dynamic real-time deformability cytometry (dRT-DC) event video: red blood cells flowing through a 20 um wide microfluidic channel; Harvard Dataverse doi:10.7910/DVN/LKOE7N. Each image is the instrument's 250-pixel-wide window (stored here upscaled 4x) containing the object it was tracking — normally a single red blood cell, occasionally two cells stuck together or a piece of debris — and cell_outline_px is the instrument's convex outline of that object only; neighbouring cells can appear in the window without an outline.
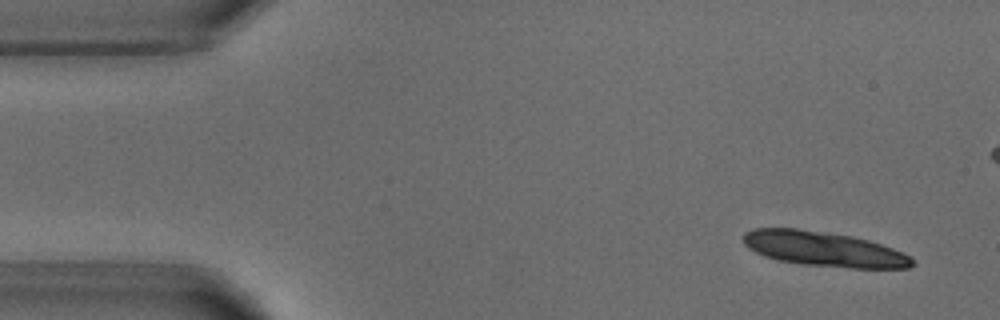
{"species": "common noctule bat (a hibernating species)", "species_latin": "Nyctalus noctula", "temperature_condition": "warm", "stored_images_in_passage": 5, "camera_frame_rate_fps": 3000, "um_per_image_px": 0.085, "animal": {"sex": "male", "body_mass_g": 18.8}, "frame": {"image": 1, "passage_image": 1, "time_ms": 0.0, "image_size_px": [1000, 320], "cell_outline_px": [[916, 264], [908, 268], [852, 268], [804, 264], [776, 260], [764, 256], [748, 248], [744, 244], [744, 232], [756, 228], [796, 228], [852, 236], [868, 240], [904, 252], [916, 260]], "centroid_in_image_um": [70.05, 21.17], "position_along_channel_um": 14.9, "area_um2": 34.28}}